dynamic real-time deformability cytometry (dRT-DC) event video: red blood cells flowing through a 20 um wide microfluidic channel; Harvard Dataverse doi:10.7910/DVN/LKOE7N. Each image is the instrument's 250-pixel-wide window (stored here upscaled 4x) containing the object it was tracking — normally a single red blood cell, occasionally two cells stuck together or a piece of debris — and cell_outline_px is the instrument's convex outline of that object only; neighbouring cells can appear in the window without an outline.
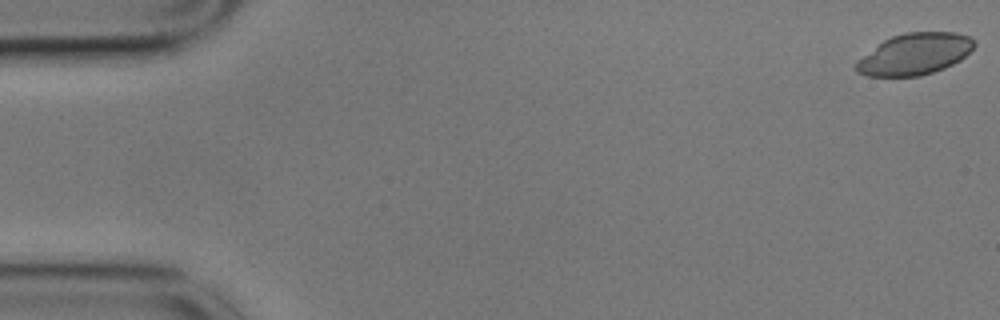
{"species": "common noctule bat (a hibernating species)", "species_latin": "Nyctalus noctula", "temperature_condition": "cold", "stored_images_in_passage": 56, "camera_frame_rate_fps": 3000, "um_per_image_px": 0.085, "animal": {"sex": "male", "body_mass_g": 17.9}, "frame": {"image": 1, "passage_image": 1, "time_ms": 0.0, "image_size_px": [1000, 320], "cell_outline_px": [[976, 44], [960, 60], [944, 68], [920, 76], [868, 76], [856, 72], [856, 64], [864, 56], [884, 40], [892, 36], [904, 32], [956, 32], [968, 36]], "centroid_in_image_um": [77.76, 4.59], "position_along_channel_um": 7.2, "area_um2": 28.03}}
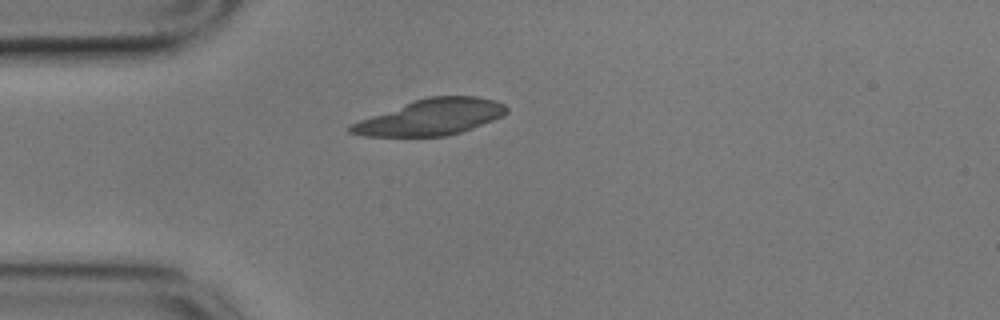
{"frame": {"image": 2, "passage_image": 15, "time_ms": 4.667, "image_size_px": [1000, 320], "cell_outline_px": [[508, 112], [504, 116], [472, 128], [448, 136], [364, 136], [348, 132], [348, 128], [352, 124], [360, 120], [412, 100], [428, 96], [476, 96], [496, 100], [504, 104], [508, 108]], "centroid_in_image_um": [36.66, 9.95], "position_along_channel_um": 48.3, "area_um2": 32.66}}